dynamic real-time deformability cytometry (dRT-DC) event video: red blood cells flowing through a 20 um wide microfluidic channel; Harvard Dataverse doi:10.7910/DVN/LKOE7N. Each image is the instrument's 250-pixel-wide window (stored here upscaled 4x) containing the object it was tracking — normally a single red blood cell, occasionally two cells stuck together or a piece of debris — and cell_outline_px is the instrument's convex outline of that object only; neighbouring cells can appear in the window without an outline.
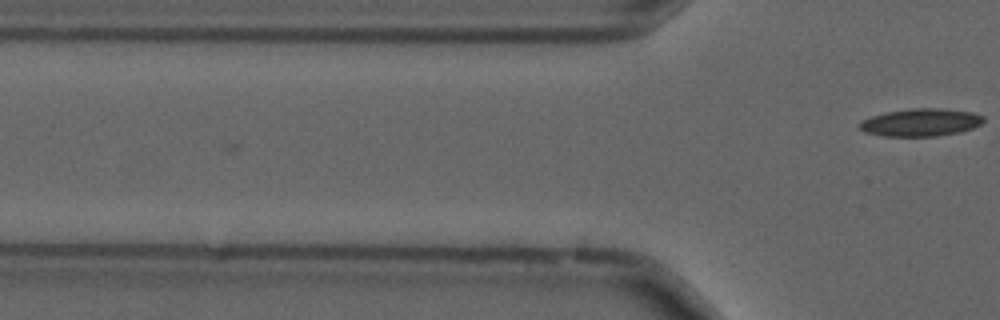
{"species": "common noctule bat (a hibernating species)", "species_latin": "Nyctalus noctula", "temperature_condition": "cold", "stored_images_in_passage": 3, "camera_frame_rate_fps": 3000, "um_per_image_px": 0.085, "animal": {"sex": "male", "forearm_length_mm": 52.5}, "frame": {"image": 1, "passage_image": 3, "time_ms": 0.667, "image_size_px": [1000, 320], "cell_outline_px": [[984, 120], [980, 124], [972, 128], [960, 132], [936, 136], [884, 136], [864, 132], [860, 128], [860, 120], [872, 116], [888, 112], [912, 108], [940, 108], [972, 112], [984, 116]], "centroid_in_image_um": [78.27, 10.4], "position_along_channel_um": 47.5, "area_um2": 19.88}}